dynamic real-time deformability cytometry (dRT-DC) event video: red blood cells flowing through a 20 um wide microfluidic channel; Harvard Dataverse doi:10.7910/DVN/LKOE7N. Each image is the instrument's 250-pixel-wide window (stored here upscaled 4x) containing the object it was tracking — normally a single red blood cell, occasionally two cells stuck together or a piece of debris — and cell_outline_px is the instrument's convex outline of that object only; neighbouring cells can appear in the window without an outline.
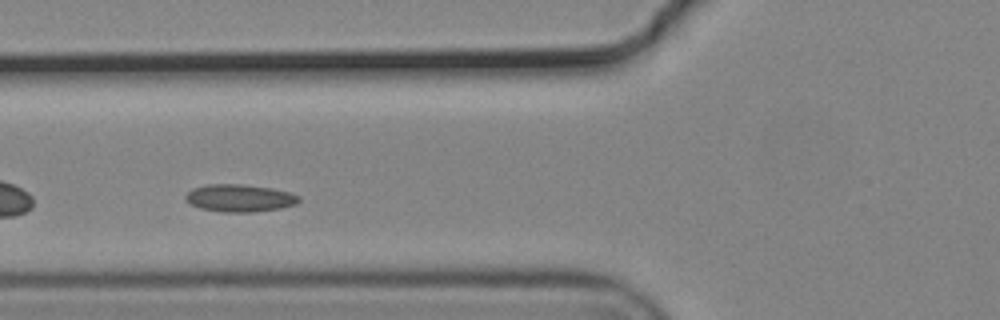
{"species": "common noctule bat (a hibernating species)", "species_latin": "Nyctalus noctula", "temperature_condition": "cold", "stored_images_in_passage": 38, "camera_frame_rate_fps": 3000, "um_per_image_px": 0.085, "animal": {"sex": "male", "body_mass_g": 19.2, "forearm_length_mm": 51.8}, "frame": {"image": 1, "passage_image": 13, "time_ms": 4.0, "image_size_px": [1000, 320], "cell_outline_px": [[300, 200], [296, 204], [280, 208], [252, 212], [220, 212], [200, 208], [184, 200], [184, 196], [192, 188], [208, 184], [244, 184], [272, 188], [288, 192], [300, 196]], "centroid_in_image_um": [20.35, 16.83], "position_along_channel_um": 105.5, "area_um2": 18.21}}
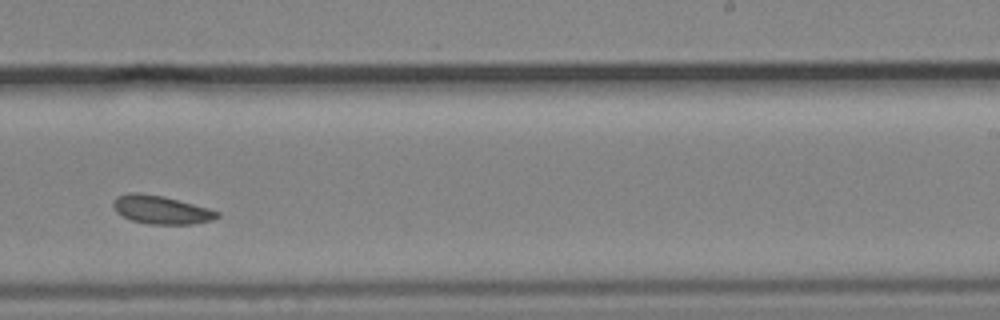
{"frame": {"image": 2, "passage_image": 27, "time_ms": 8.667, "image_size_px": [1000, 320], "cell_outline_px": [[220, 216], [212, 220], [192, 224], [148, 224], [132, 220], [116, 212], [112, 204], [116, 196], [128, 192], [140, 192], [160, 196], [208, 208], [220, 212]], "centroid_in_image_um": [13.67, 17.83], "position_along_channel_um": 275.3, "area_um2": 16.99}}
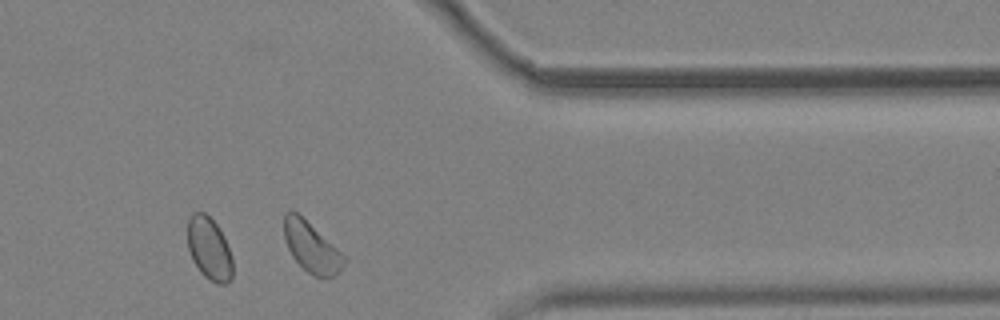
{"frame": {"image": 3, "passage_image": 37, "time_ms": 12.0, "image_size_px": [1000, 320], "cell_outline_px": [[232, 280], [224, 284], [220, 284], [204, 276], [200, 272], [192, 260], [188, 248], [188, 216], [192, 212], [204, 212], [216, 224], [224, 236], [232, 256]], "centroid_in_image_um": [17.78, 21.12], "position_along_channel_um": 393.6, "area_um2": 16.53}, "authors_computed_cell_mechanics": {"area_um2": 17.2533, "velocity_mm_per_s": 3.6485, "shape_relaxation_time_tau1_ms": 3.2464, "shape_relaxation_time_tau2_ms": 3.1683, "deformation_change_tau1": 0.0648, "deformation_change_tau2": 0.0659}}